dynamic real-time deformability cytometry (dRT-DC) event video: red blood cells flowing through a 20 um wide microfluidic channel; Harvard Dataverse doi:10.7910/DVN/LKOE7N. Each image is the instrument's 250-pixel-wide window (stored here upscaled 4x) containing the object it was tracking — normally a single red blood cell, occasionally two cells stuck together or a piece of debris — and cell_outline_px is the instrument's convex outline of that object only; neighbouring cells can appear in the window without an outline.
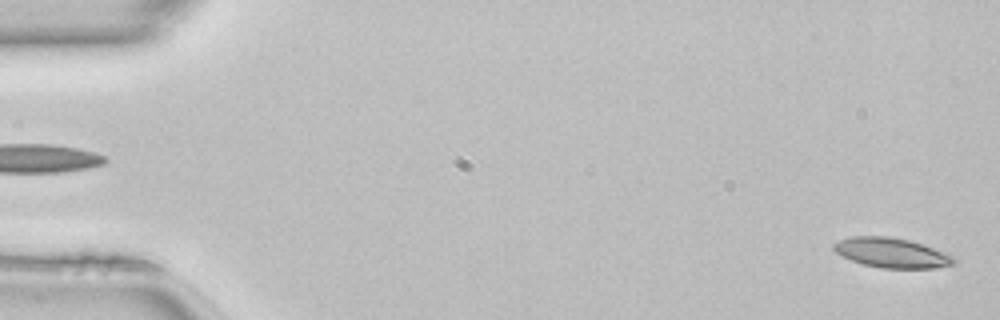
{"species": "common noctule bat (a hibernating species)", "species_latin": "Nyctalus noctula", "temperature_condition": "room temperature", "stored_images_in_passage": 49, "camera_frame_rate_fps": 3000, "um_per_image_px": 0.085, "animal": {"sex": "female", "body_mass_g": 22.7, "forearm_length_mm": 54.2}, "frame": {"image": 1, "passage_image": 1, "time_ms": 0.0, "image_size_px": [1000, 320], "cell_outline_px": [[956, 260], [952, 264], [936, 268], [880, 268], [864, 264], [852, 260], [836, 252], [832, 248], [832, 244], [840, 240], [852, 236], [888, 236], [908, 240], [932, 248], [952, 256]], "centroid_in_image_um": [75.74, 21.49], "position_along_channel_um": 9.3, "area_um2": 20.46}}
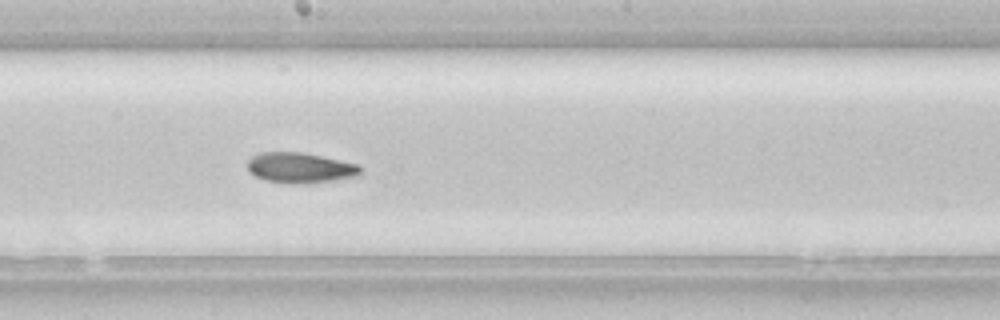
{"frame": {"image": 2, "passage_image": 27, "time_ms": 8.667, "image_size_px": [1000, 320], "cell_outline_px": [[360, 176], [308, 184], [288, 184], [264, 180], [248, 172], [248, 160], [252, 156], [260, 152], [300, 152], [360, 164]], "centroid_in_image_um": [25.5, 14.28], "position_along_channel_um": 222.7, "area_um2": 20.23}}
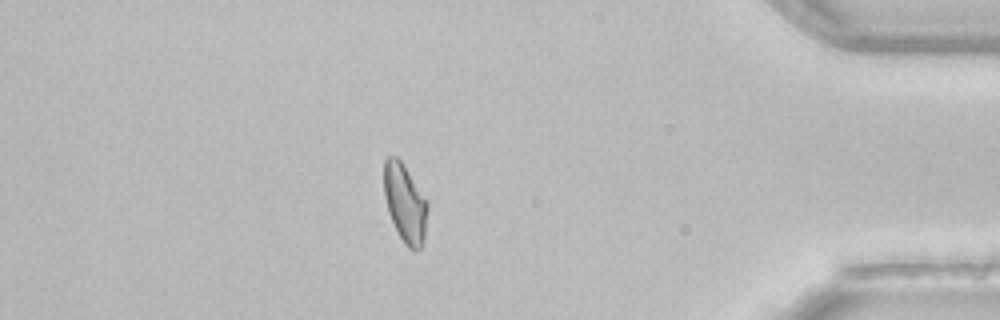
{"frame": {"image": 3, "passage_image": 43, "time_ms": 14.0, "image_size_px": [1000, 320], "cell_outline_px": [[428, 208], [424, 240], [420, 248], [412, 252], [404, 244], [388, 212], [384, 196], [384, 160], [388, 156], [396, 156], [400, 160], [428, 200]], "centroid_in_image_um": [34.44, 17.28], "position_along_channel_um": 400.8, "area_um2": 20.0}, "authors_computed_cell_mechanics": {"area_um2": 20.519, "velocity_mm_per_s": 4.114, "shape_relaxation_time_tau1_ms": null, "shape_relaxation_time_tau2_ms": 3.4396, "deformation_change_tau1": null, "deformation_change_tau2": 0.1003}}